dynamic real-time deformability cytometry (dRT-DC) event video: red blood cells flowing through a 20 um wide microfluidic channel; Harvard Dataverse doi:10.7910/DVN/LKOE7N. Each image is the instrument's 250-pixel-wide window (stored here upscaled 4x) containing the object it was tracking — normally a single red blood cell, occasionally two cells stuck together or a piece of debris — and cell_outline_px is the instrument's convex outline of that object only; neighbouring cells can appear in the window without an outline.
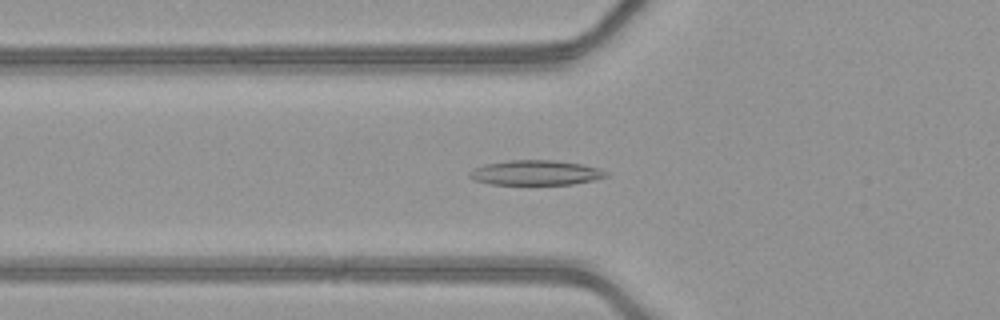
{"species": "common noctule bat (a hibernating species)", "species_latin": "Nyctalus noctula", "temperature_condition": "warm", "stored_images_in_passage": 39, "camera_frame_rate_fps": 3000, "um_per_image_px": 0.085, "animal": {"sex": "female", "body_mass_g": 21.9}, "frame": {"image": 1, "passage_image": 7, "time_ms": 2.0, "image_size_px": [1000, 320], "cell_outline_px": [[608, 176], [592, 180], [572, 184], [492, 184], [476, 180], [468, 176], [468, 172], [484, 164], [508, 160], [556, 160], [580, 164], [596, 168], [608, 172]], "centroid_in_image_um": [45.51, 14.67], "position_along_channel_um": 80.3, "area_um2": 19.54}}
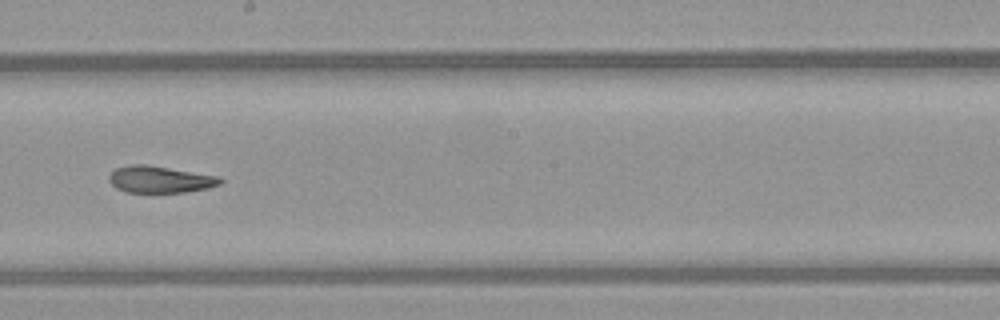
{"frame": {"image": 2, "passage_image": 18, "time_ms": 5.667, "image_size_px": [1000, 320], "cell_outline_px": [[224, 180], [220, 184], [208, 188], [184, 192], [128, 192], [116, 188], [108, 180], [108, 176], [116, 168], [132, 164], [144, 164], [220, 176]], "centroid_in_image_um": [13.61, 15.25], "position_along_channel_um": 234.6, "area_um2": 17.28}}
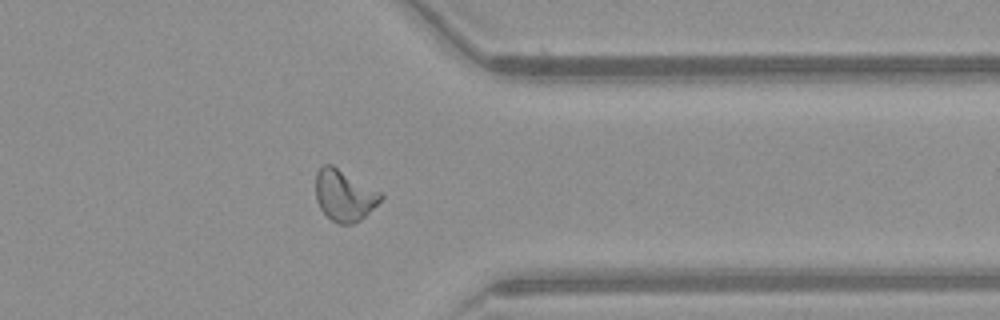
{"frame": {"image": 3, "passage_image": 29, "time_ms": 9.333, "image_size_px": [1000, 320], "cell_outline_px": [[384, 196], [360, 220], [352, 224], [340, 224], [332, 220], [320, 208], [316, 200], [316, 172], [324, 164], [332, 164], [380, 192]], "centroid_in_image_um": [29.23, 16.59], "position_along_channel_um": 382.2, "area_um2": 19.07}, "authors_computed_cell_mechanics": {"area_um2": 18.9584, "velocity_mm_per_s": 4.18, "shape_relaxation_time_tau1_ms": null, "shape_relaxation_time_tau2_ms": 2.9776, "deformation_change_tau1": null, "deformation_change_tau2": 0.0802}}